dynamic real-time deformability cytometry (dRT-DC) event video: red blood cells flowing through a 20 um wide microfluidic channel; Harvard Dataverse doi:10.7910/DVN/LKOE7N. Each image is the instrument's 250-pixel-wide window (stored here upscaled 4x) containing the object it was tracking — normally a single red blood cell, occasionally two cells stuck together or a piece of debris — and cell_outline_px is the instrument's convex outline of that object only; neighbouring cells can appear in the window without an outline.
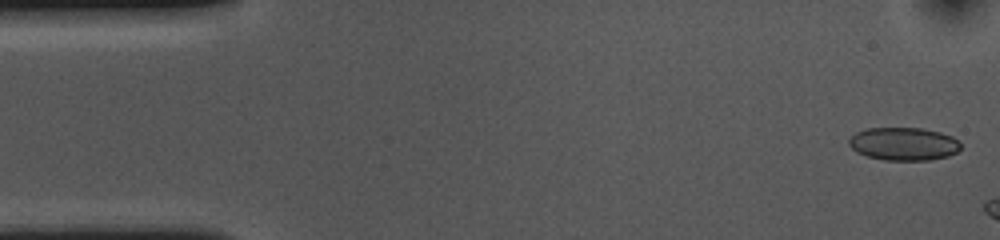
{"species": "common noctule bat (a hibernating species)", "species_latin": "Nyctalus noctula", "temperature_condition": "cold", "stored_images_in_passage": 6, "camera_frame_rate_fps": 3000, "um_per_image_px": 0.085, "animal": {"sex": "female", "body_mass_g": 10.0, "forearm_length_mm": 53.1}, "frame": {"image": 1, "passage_image": 1, "time_ms": 0.0, "image_size_px": [1000, 240], "cell_outline_px": [[960, 148], [956, 152], [948, 156], [928, 160], [884, 160], [868, 156], [856, 152], [848, 144], [848, 140], [856, 132], [864, 128], [924, 128], [940, 132], [952, 136], [960, 144]], "centroid_in_image_um": [76.79, 12.22], "position_along_channel_um": 8.2, "area_um2": 21.5}}